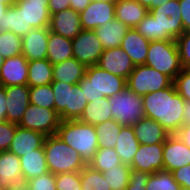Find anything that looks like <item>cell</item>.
<instances>
[{
  "label": "cell",
  "mask_w": 190,
  "mask_h": 190,
  "mask_svg": "<svg viewBox=\"0 0 190 190\" xmlns=\"http://www.w3.org/2000/svg\"><path fill=\"white\" fill-rule=\"evenodd\" d=\"M142 99L147 118L159 122L170 134H175L180 129L185 100L177 93L174 84L145 94Z\"/></svg>",
  "instance_id": "cell-1"
},
{
  "label": "cell",
  "mask_w": 190,
  "mask_h": 190,
  "mask_svg": "<svg viewBox=\"0 0 190 190\" xmlns=\"http://www.w3.org/2000/svg\"><path fill=\"white\" fill-rule=\"evenodd\" d=\"M179 0L152 9L134 28L149 41L176 40L184 33Z\"/></svg>",
  "instance_id": "cell-2"
},
{
  "label": "cell",
  "mask_w": 190,
  "mask_h": 190,
  "mask_svg": "<svg viewBox=\"0 0 190 190\" xmlns=\"http://www.w3.org/2000/svg\"><path fill=\"white\" fill-rule=\"evenodd\" d=\"M56 135L75 149L87 165L99 149L95 126L79 120L60 121Z\"/></svg>",
  "instance_id": "cell-3"
},
{
  "label": "cell",
  "mask_w": 190,
  "mask_h": 190,
  "mask_svg": "<svg viewBox=\"0 0 190 190\" xmlns=\"http://www.w3.org/2000/svg\"><path fill=\"white\" fill-rule=\"evenodd\" d=\"M43 146L48 171L54 175L80 172L87 165L80 154L56 134L45 137Z\"/></svg>",
  "instance_id": "cell-4"
},
{
  "label": "cell",
  "mask_w": 190,
  "mask_h": 190,
  "mask_svg": "<svg viewBox=\"0 0 190 190\" xmlns=\"http://www.w3.org/2000/svg\"><path fill=\"white\" fill-rule=\"evenodd\" d=\"M88 102L111 97L127 87L126 79L113 75L97 65L87 66L85 76L78 83Z\"/></svg>",
  "instance_id": "cell-5"
},
{
  "label": "cell",
  "mask_w": 190,
  "mask_h": 190,
  "mask_svg": "<svg viewBox=\"0 0 190 190\" xmlns=\"http://www.w3.org/2000/svg\"><path fill=\"white\" fill-rule=\"evenodd\" d=\"M51 86L55 99V111L59 114L60 120H79L88 103L80 85L52 81Z\"/></svg>",
  "instance_id": "cell-6"
},
{
  "label": "cell",
  "mask_w": 190,
  "mask_h": 190,
  "mask_svg": "<svg viewBox=\"0 0 190 190\" xmlns=\"http://www.w3.org/2000/svg\"><path fill=\"white\" fill-rule=\"evenodd\" d=\"M145 65L174 80L182 70L176 41H150Z\"/></svg>",
  "instance_id": "cell-7"
},
{
  "label": "cell",
  "mask_w": 190,
  "mask_h": 190,
  "mask_svg": "<svg viewBox=\"0 0 190 190\" xmlns=\"http://www.w3.org/2000/svg\"><path fill=\"white\" fill-rule=\"evenodd\" d=\"M109 108L113 119L121 125L132 126L145 118L142 96L127 87L109 97Z\"/></svg>",
  "instance_id": "cell-8"
},
{
  "label": "cell",
  "mask_w": 190,
  "mask_h": 190,
  "mask_svg": "<svg viewBox=\"0 0 190 190\" xmlns=\"http://www.w3.org/2000/svg\"><path fill=\"white\" fill-rule=\"evenodd\" d=\"M126 83L128 89L143 96L170 87L173 84V80L167 75L144 64L135 66L128 76Z\"/></svg>",
  "instance_id": "cell-9"
},
{
  "label": "cell",
  "mask_w": 190,
  "mask_h": 190,
  "mask_svg": "<svg viewBox=\"0 0 190 190\" xmlns=\"http://www.w3.org/2000/svg\"><path fill=\"white\" fill-rule=\"evenodd\" d=\"M59 114L55 109H48L29 103L18 126L37 131L43 135H55L60 124Z\"/></svg>",
  "instance_id": "cell-10"
},
{
  "label": "cell",
  "mask_w": 190,
  "mask_h": 190,
  "mask_svg": "<svg viewBox=\"0 0 190 190\" xmlns=\"http://www.w3.org/2000/svg\"><path fill=\"white\" fill-rule=\"evenodd\" d=\"M73 58L86 66L97 65L104 49L94 30H82L73 40Z\"/></svg>",
  "instance_id": "cell-11"
},
{
  "label": "cell",
  "mask_w": 190,
  "mask_h": 190,
  "mask_svg": "<svg viewBox=\"0 0 190 190\" xmlns=\"http://www.w3.org/2000/svg\"><path fill=\"white\" fill-rule=\"evenodd\" d=\"M82 30H95L105 26L115 19V2H99L92 0L91 3L79 13Z\"/></svg>",
  "instance_id": "cell-12"
},
{
  "label": "cell",
  "mask_w": 190,
  "mask_h": 190,
  "mask_svg": "<svg viewBox=\"0 0 190 190\" xmlns=\"http://www.w3.org/2000/svg\"><path fill=\"white\" fill-rule=\"evenodd\" d=\"M190 164V148L176 134L163 143V170L174 171Z\"/></svg>",
  "instance_id": "cell-13"
},
{
  "label": "cell",
  "mask_w": 190,
  "mask_h": 190,
  "mask_svg": "<svg viewBox=\"0 0 190 190\" xmlns=\"http://www.w3.org/2000/svg\"><path fill=\"white\" fill-rule=\"evenodd\" d=\"M130 167L149 174L163 170V143L140 144Z\"/></svg>",
  "instance_id": "cell-14"
},
{
  "label": "cell",
  "mask_w": 190,
  "mask_h": 190,
  "mask_svg": "<svg viewBox=\"0 0 190 190\" xmlns=\"http://www.w3.org/2000/svg\"><path fill=\"white\" fill-rule=\"evenodd\" d=\"M97 66L126 80L135 68L131 58L120 46L105 49L99 58Z\"/></svg>",
  "instance_id": "cell-15"
},
{
  "label": "cell",
  "mask_w": 190,
  "mask_h": 190,
  "mask_svg": "<svg viewBox=\"0 0 190 190\" xmlns=\"http://www.w3.org/2000/svg\"><path fill=\"white\" fill-rule=\"evenodd\" d=\"M49 0H17L19 7L26 19L27 28H49L51 15L48 10Z\"/></svg>",
  "instance_id": "cell-16"
},
{
  "label": "cell",
  "mask_w": 190,
  "mask_h": 190,
  "mask_svg": "<svg viewBox=\"0 0 190 190\" xmlns=\"http://www.w3.org/2000/svg\"><path fill=\"white\" fill-rule=\"evenodd\" d=\"M6 93V120L18 124L22 119L29 101V86L14 85L5 87Z\"/></svg>",
  "instance_id": "cell-17"
},
{
  "label": "cell",
  "mask_w": 190,
  "mask_h": 190,
  "mask_svg": "<svg viewBox=\"0 0 190 190\" xmlns=\"http://www.w3.org/2000/svg\"><path fill=\"white\" fill-rule=\"evenodd\" d=\"M28 60L23 54L5 58L0 69V85L4 87L27 85Z\"/></svg>",
  "instance_id": "cell-18"
},
{
  "label": "cell",
  "mask_w": 190,
  "mask_h": 190,
  "mask_svg": "<svg viewBox=\"0 0 190 190\" xmlns=\"http://www.w3.org/2000/svg\"><path fill=\"white\" fill-rule=\"evenodd\" d=\"M49 30L73 40L82 31L80 14L69 8L51 15Z\"/></svg>",
  "instance_id": "cell-19"
},
{
  "label": "cell",
  "mask_w": 190,
  "mask_h": 190,
  "mask_svg": "<svg viewBox=\"0 0 190 190\" xmlns=\"http://www.w3.org/2000/svg\"><path fill=\"white\" fill-rule=\"evenodd\" d=\"M49 28H35L22 37V54L28 61L47 58Z\"/></svg>",
  "instance_id": "cell-20"
},
{
  "label": "cell",
  "mask_w": 190,
  "mask_h": 190,
  "mask_svg": "<svg viewBox=\"0 0 190 190\" xmlns=\"http://www.w3.org/2000/svg\"><path fill=\"white\" fill-rule=\"evenodd\" d=\"M45 137V135L37 131L17 126L8 151L16 154L18 157L24 156V154L41 148Z\"/></svg>",
  "instance_id": "cell-21"
},
{
  "label": "cell",
  "mask_w": 190,
  "mask_h": 190,
  "mask_svg": "<svg viewBox=\"0 0 190 190\" xmlns=\"http://www.w3.org/2000/svg\"><path fill=\"white\" fill-rule=\"evenodd\" d=\"M134 134L141 145L164 143L170 133L150 118H143L132 125Z\"/></svg>",
  "instance_id": "cell-22"
},
{
  "label": "cell",
  "mask_w": 190,
  "mask_h": 190,
  "mask_svg": "<svg viewBox=\"0 0 190 190\" xmlns=\"http://www.w3.org/2000/svg\"><path fill=\"white\" fill-rule=\"evenodd\" d=\"M150 41L142 36L134 28H129L124 39L121 42L120 47L131 58L135 66L144 65L147 55Z\"/></svg>",
  "instance_id": "cell-23"
},
{
  "label": "cell",
  "mask_w": 190,
  "mask_h": 190,
  "mask_svg": "<svg viewBox=\"0 0 190 190\" xmlns=\"http://www.w3.org/2000/svg\"><path fill=\"white\" fill-rule=\"evenodd\" d=\"M20 157L10 151L0 152V187L8 190L15 181L22 180Z\"/></svg>",
  "instance_id": "cell-24"
},
{
  "label": "cell",
  "mask_w": 190,
  "mask_h": 190,
  "mask_svg": "<svg viewBox=\"0 0 190 190\" xmlns=\"http://www.w3.org/2000/svg\"><path fill=\"white\" fill-rule=\"evenodd\" d=\"M148 13V9L136 0L115 2V18L128 28H135Z\"/></svg>",
  "instance_id": "cell-25"
},
{
  "label": "cell",
  "mask_w": 190,
  "mask_h": 190,
  "mask_svg": "<svg viewBox=\"0 0 190 190\" xmlns=\"http://www.w3.org/2000/svg\"><path fill=\"white\" fill-rule=\"evenodd\" d=\"M128 30L125 24L115 18L107 22L105 26L97 27L94 31L105 50L119 47Z\"/></svg>",
  "instance_id": "cell-26"
},
{
  "label": "cell",
  "mask_w": 190,
  "mask_h": 190,
  "mask_svg": "<svg viewBox=\"0 0 190 190\" xmlns=\"http://www.w3.org/2000/svg\"><path fill=\"white\" fill-rule=\"evenodd\" d=\"M22 177L25 181L41 176L48 171L44 146L20 157Z\"/></svg>",
  "instance_id": "cell-27"
},
{
  "label": "cell",
  "mask_w": 190,
  "mask_h": 190,
  "mask_svg": "<svg viewBox=\"0 0 190 190\" xmlns=\"http://www.w3.org/2000/svg\"><path fill=\"white\" fill-rule=\"evenodd\" d=\"M87 66L75 58L53 65V81H62L69 84H78L85 76Z\"/></svg>",
  "instance_id": "cell-28"
},
{
  "label": "cell",
  "mask_w": 190,
  "mask_h": 190,
  "mask_svg": "<svg viewBox=\"0 0 190 190\" xmlns=\"http://www.w3.org/2000/svg\"><path fill=\"white\" fill-rule=\"evenodd\" d=\"M140 147L132 126L124 125L121 128L114 147L123 164L131 165L133 157Z\"/></svg>",
  "instance_id": "cell-29"
},
{
  "label": "cell",
  "mask_w": 190,
  "mask_h": 190,
  "mask_svg": "<svg viewBox=\"0 0 190 190\" xmlns=\"http://www.w3.org/2000/svg\"><path fill=\"white\" fill-rule=\"evenodd\" d=\"M71 58H73L72 40L49 30L46 59L54 65Z\"/></svg>",
  "instance_id": "cell-30"
},
{
  "label": "cell",
  "mask_w": 190,
  "mask_h": 190,
  "mask_svg": "<svg viewBox=\"0 0 190 190\" xmlns=\"http://www.w3.org/2000/svg\"><path fill=\"white\" fill-rule=\"evenodd\" d=\"M113 119L109 108V98L101 97L87 103L79 121L93 126Z\"/></svg>",
  "instance_id": "cell-31"
},
{
  "label": "cell",
  "mask_w": 190,
  "mask_h": 190,
  "mask_svg": "<svg viewBox=\"0 0 190 190\" xmlns=\"http://www.w3.org/2000/svg\"><path fill=\"white\" fill-rule=\"evenodd\" d=\"M53 81V65L47 60L28 61L27 85L36 87L50 84Z\"/></svg>",
  "instance_id": "cell-32"
},
{
  "label": "cell",
  "mask_w": 190,
  "mask_h": 190,
  "mask_svg": "<svg viewBox=\"0 0 190 190\" xmlns=\"http://www.w3.org/2000/svg\"><path fill=\"white\" fill-rule=\"evenodd\" d=\"M34 28H27L26 19L22 12H19V7L14 4L8 7L3 14L2 22H0V31H11L21 37L28 34Z\"/></svg>",
  "instance_id": "cell-33"
},
{
  "label": "cell",
  "mask_w": 190,
  "mask_h": 190,
  "mask_svg": "<svg viewBox=\"0 0 190 190\" xmlns=\"http://www.w3.org/2000/svg\"><path fill=\"white\" fill-rule=\"evenodd\" d=\"M123 126L114 119L95 125L98 148H114Z\"/></svg>",
  "instance_id": "cell-34"
},
{
  "label": "cell",
  "mask_w": 190,
  "mask_h": 190,
  "mask_svg": "<svg viewBox=\"0 0 190 190\" xmlns=\"http://www.w3.org/2000/svg\"><path fill=\"white\" fill-rule=\"evenodd\" d=\"M121 163L122 162L114 148H99L88 165L103 173Z\"/></svg>",
  "instance_id": "cell-35"
},
{
  "label": "cell",
  "mask_w": 190,
  "mask_h": 190,
  "mask_svg": "<svg viewBox=\"0 0 190 190\" xmlns=\"http://www.w3.org/2000/svg\"><path fill=\"white\" fill-rule=\"evenodd\" d=\"M82 190H111L102 172H99L89 165L80 171Z\"/></svg>",
  "instance_id": "cell-36"
},
{
  "label": "cell",
  "mask_w": 190,
  "mask_h": 190,
  "mask_svg": "<svg viewBox=\"0 0 190 190\" xmlns=\"http://www.w3.org/2000/svg\"><path fill=\"white\" fill-rule=\"evenodd\" d=\"M146 190H183L175 181L172 172L166 170L156 171L150 174L145 186Z\"/></svg>",
  "instance_id": "cell-37"
},
{
  "label": "cell",
  "mask_w": 190,
  "mask_h": 190,
  "mask_svg": "<svg viewBox=\"0 0 190 190\" xmlns=\"http://www.w3.org/2000/svg\"><path fill=\"white\" fill-rule=\"evenodd\" d=\"M22 37L11 31H0V55L2 58L15 57L22 54Z\"/></svg>",
  "instance_id": "cell-38"
},
{
  "label": "cell",
  "mask_w": 190,
  "mask_h": 190,
  "mask_svg": "<svg viewBox=\"0 0 190 190\" xmlns=\"http://www.w3.org/2000/svg\"><path fill=\"white\" fill-rule=\"evenodd\" d=\"M131 167L127 164L115 165L112 169L103 172L108 185L112 189L127 187L130 181Z\"/></svg>",
  "instance_id": "cell-39"
},
{
  "label": "cell",
  "mask_w": 190,
  "mask_h": 190,
  "mask_svg": "<svg viewBox=\"0 0 190 190\" xmlns=\"http://www.w3.org/2000/svg\"><path fill=\"white\" fill-rule=\"evenodd\" d=\"M29 101L31 104L55 109V99L51 83L42 86L29 87Z\"/></svg>",
  "instance_id": "cell-40"
},
{
  "label": "cell",
  "mask_w": 190,
  "mask_h": 190,
  "mask_svg": "<svg viewBox=\"0 0 190 190\" xmlns=\"http://www.w3.org/2000/svg\"><path fill=\"white\" fill-rule=\"evenodd\" d=\"M55 180L56 190H82L80 172L56 174Z\"/></svg>",
  "instance_id": "cell-41"
},
{
  "label": "cell",
  "mask_w": 190,
  "mask_h": 190,
  "mask_svg": "<svg viewBox=\"0 0 190 190\" xmlns=\"http://www.w3.org/2000/svg\"><path fill=\"white\" fill-rule=\"evenodd\" d=\"M177 93L185 101H190V68H182L181 72L173 80Z\"/></svg>",
  "instance_id": "cell-42"
},
{
  "label": "cell",
  "mask_w": 190,
  "mask_h": 190,
  "mask_svg": "<svg viewBox=\"0 0 190 190\" xmlns=\"http://www.w3.org/2000/svg\"><path fill=\"white\" fill-rule=\"evenodd\" d=\"M175 41L182 68H190V31L184 32Z\"/></svg>",
  "instance_id": "cell-43"
},
{
  "label": "cell",
  "mask_w": 190,
  "mask_h": 190,
  "mask_svg": "<svg viewBox=\"0 0 190 190\" xmlns=\"http://www.w3.org/2000/svg\"><path fill=\"white\" fill-rule=\"evenodd\" d=\"M29 190H56L55 175L47 172L27 181Z\"/></svg>",
  "instance_id": "cell-44"
},
{
  "label": "cell",
  "mask_w": 190,
  "mask_h": 190,
  "mask_svg": "<svg viewBox=\"0 0 190 190\" xmlns=\"http://www.w3.org/2000/svg\"><path fill=\"white\" fill-rule=\"evenodd\" d=\"M17 124L9 121H0V152L8 151L13 140Z\"/></svg>",
  "instance_id": "cell-45"
},
{
  "label": "cell",
  "mask_w": 190,
  "mask_h": 190,
  "mask_svg": "<svg viewBox=\"0 0 190 190\" xmlns=\"http://www.w3.org/2000/svg\"><path fill=\"white\" fill-rule=\"evenodd\" d=\"M149 176V173L131 169L127 190H146L145 186Z\"/></svg>",
  "instance_id": "cell-46"
},
{
  "label": "cell",
  "mask_w": 190,
  "mask_h": 190,
  "mask_svg": "<svg viewBox=\"0 0 190 190\" xmlns=\"http://www.w3.org/2000/svg\"><path fill=\"white\" fill-rule=\"evenodd\" d=\"M172 175L183 190H190V164L172 171Z\"/></svg>",
  "instance_id": "cell-47"
},
{
  "label": "cell",
  "mask_w": 190,
  "mask_h": 190,
  "mask_svg": "<svg viewBox=\"0 0 190 190\" xmlns=\"http://www.w3.org/2000/svg\"><path fill=\"white\" fill-rule=\"evenodd\" d=\"M184 32L190 31V0H179Z\"/></svg>",
  "instance_id": "cell-48"
},
{
  "label": "cell",
  "mask_w": 190,
  "mask_h": 190,
  "mask_svg": "<svg viewBox=\"0 0 190 190\" xmlns=\"http://www.w3.org/2000/svg\"><path fill=\"white\" fill-rule=\"evenodd\" d=\"M70 8V0H49L48 10L50 15Z\"/></svg>",
  "instance_id": "cell-49"
},
{
  "label": "cell",
  "mask_w": 190,
  "mask_h": 190,
  "mask_svg": "<svg viewBox=\"0 0 190 190\" xmlns=\"http://www.w3.org/2000/svg\"><path fill=\"white\" fill-rule=\"evenodd\" d=\"M175 134L190 148V124L182 125Z\"/></svg>",
  "instance_id": "cell-50"
},
{
  "label": "cell",
  "mask_w": 190,
  "mask_h": 190,
  "mask_svg": "<svg viewBox=\"0 0 190 190\" xmlns=\"http://www.w3.org/2000/svg\"><path fill=\"white\" fill-rule=\"evenodd\" d=\"M6 107L5 87L0 85V121H6Z\"/></svg>",
  "instance_id": "cell-51"
},
{
  "label": "cell",
  "mask_w": 190,
  "mask_h": 190,
  "mask_svg": "<svg viewBox=\"0 0 190 190\" xmlns=\"http://www.w3.org/2000/svg\"><path fill=\"white\" fill-rule=\"evenodd\" d=\"M92 0H70V8L76 12H82Z\"/></svg>",
  "instance_id": "cell-52"
},
{
  "label": "cell",
  "mask_w": 190,
  "mask_h": 190,
  "mask_svg": "<svg viewBox=\"0 0 190 190\" xmlns=\"http://www.w3.org/2000/svg\"><path fill=\"white\" fill-rule=\"evenodd\" d=\"M190 124V101H185L183 107L182 125Z\"/></svg>",
  "instance_id": "cell-53"
},
{
  "label": "cell",
  "mask_w": 190,
  "mask_h": 190,
  "mask_svg": "<svg viewBox=\"0 0 190 190\" xmlns=\"http://www.w3.org/2000/svg\"><path fill=\"white\" fill-rule=\"evenodd\" d=\"M8 190H29L27 181L24 179L15 181L11 184V187Z\"/></svg>",
  "instance_id": "cell-54"
},
{
  "label": "cell",
  "mask_w": 190,
  "mask_h": 190,
  "mask_svg": "<svg viewBox=\"0 0 190 190\" xmlns=\"http://www.w3.org/2000/svg\"><path fill=\"white\" fill-rule=\"evenodd\" d=\"M169 0H152L151 5L147 8L148 12L158 6H160L161 4L167 3Z\"/></svg>",
  "instance_id": "cell-55"
},
{
  "label": "cell",
  "mask_w": 190,
  "mask_h": 190,
  "mask_svg": "<svg viewBox=\"0 0 190 190\" xmlns=\"http://www.w3.org/2000/svg\"><path fill=\"white\" fill-rule=\"evenodd\" d=\"M8 7H9L8 5L0 3V22H2L3 14L6 13Z\"/></svg>",
  "instance_id": "cell-56"
},
{
  "label": "cell",
  "mask_w": 190,
  "mask_h": 190,
  "mask_svg": "<svg viewBox=\"0 0 190 190\" xmlns=\"http://www.w3.org/2000/svg\"><path fill=\"white\" fill-rule=\"evenodd\" d=\"M136 1L146 8H148L152 3V0H136Z\"/></svg>",
  "instance_id": "cell-57"
},
{
  "label": "cell",
  "mask_w": 190,
  "mask_h": 190,
  "mask_svg": "<svg viewBox=\"0 0 190 190\" xmlns=\"http://www.w3.org/2000/svg\"><path fill=\"white\" fill-rule=\"evenodd\" d=\"M17 2V0H0V3H4L8 6L14 5Z\"/></svg>",
  "instance_id": "cell-58"
},
{
  "label": "cell",
  "mask_w": 190,
  "mask_h": 190,
  "mask_svg": "<svg viewBox=\"0 0 190 190\" xmlns=\"http://www.w3.org/2000/svg\"><path fill=\"white\" fill-rule=\"evenodd\" d=\"M3 63H4V58H2V56L0 55V69H1V67L3 65Z\"/></svg>",
  "instance_id": "cell-59"
},
{
  "label": "cell",
  "mask_w": 190,
  "mask_h": 190,
  "mask_svg": "<svg viewBox=\"0 0 190 190\" xmlns=\"http://www.w3.org/2000/svg\"><path fill=\"white\" fill-rule=\"evenodd\" d=\"M96 1H99V2H114V0H96Z\"/></svg>",
  "instance_id": "cell-60"
},
{
  "label": "cell",
  "mask_w": 190,
  "mask_h": 190,
  "mask_svg": "<svg viewBox=\"0 0 190 190\" xmlns=\"http://www.w3.org/2000/svg\"><path fill=\"white\" fill-rule=\"evenodd\" d=\"M112 190H127V187H121V188L112 189Z\"/></svg>",
  "instance_id": "cell-61"
}]
</instances>
